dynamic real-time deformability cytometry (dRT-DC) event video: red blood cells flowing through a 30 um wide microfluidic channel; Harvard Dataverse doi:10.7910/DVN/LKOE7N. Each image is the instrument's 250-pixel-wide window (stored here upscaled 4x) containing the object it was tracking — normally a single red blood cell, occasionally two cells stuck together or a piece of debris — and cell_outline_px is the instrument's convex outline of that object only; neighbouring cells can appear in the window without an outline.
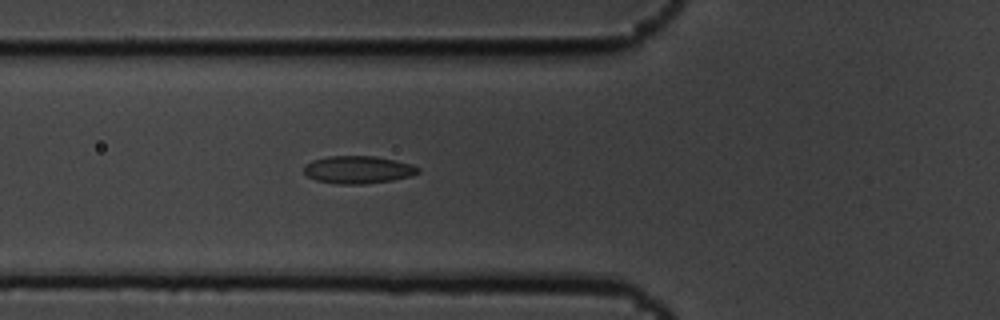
{"species": "common noctule bat (a hibernating species)", "species_latin": "Nyctalus noctula", "temperature_condition": "cold", "stored_images_in_passage": 5, "camera_frame_rate_fps": 3000, "um_per_image_px": 0.085, "animal": {"sex": "male", "body_mass_g": 19.5, "forearm_length_mm": 54.6}, "frame": {"image": 1, "passage_image": 5, "time_ms": 1.333, "image_size_px": [1000, 320], "cell_outline_px": [[420, 172], [412, 176], [392, 180], [364, 184], [336, 184], [316, 180], [308, 176], [304, 172], [304, 164], [312, 160], [328, 156], [376, 156], [412, 164], [420, 168]], "centroid_in_image_um": [30.44, 14.42], "position_along_channel_um": 95.4, "area_um2": 18.5}}